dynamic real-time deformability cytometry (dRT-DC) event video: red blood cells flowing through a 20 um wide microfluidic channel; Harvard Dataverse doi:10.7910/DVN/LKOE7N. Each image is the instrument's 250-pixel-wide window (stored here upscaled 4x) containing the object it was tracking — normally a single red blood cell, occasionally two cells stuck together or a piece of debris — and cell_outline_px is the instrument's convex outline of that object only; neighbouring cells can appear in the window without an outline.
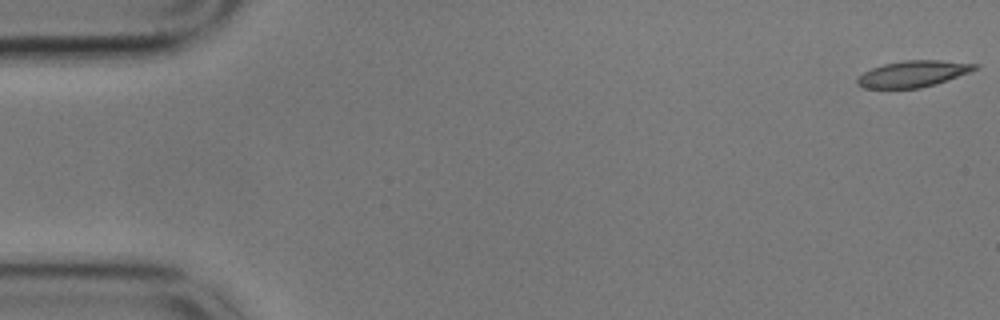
{"species": "common noctule bat (a hibernating species)", "species_latin": "Nyctalus noctula", "temperature_condition": "cold", "stored_images_in_passage": 45, "camera_frame_rate_fps": 3000, "um_per_image_px": 0.085, "animal": {"sex": "male", "body_mass_g": 17.9}, "frame": {"image": 1, "passage_image": 1, "time_ms": 0.0, "image_size_px": [1000, 320], "cell_outline_px": [[980, 68], [936, 84], [920, 88], [864, 88], [856, 84], [856, 80], [864, 72], [872, 68], [884, 64], [904, 60], [940, 60], [980, 64]], "centroid_in_image_um": [77.64, 6.27], "position_along_channel_um": 7.4, "area_um2": 18.03}}
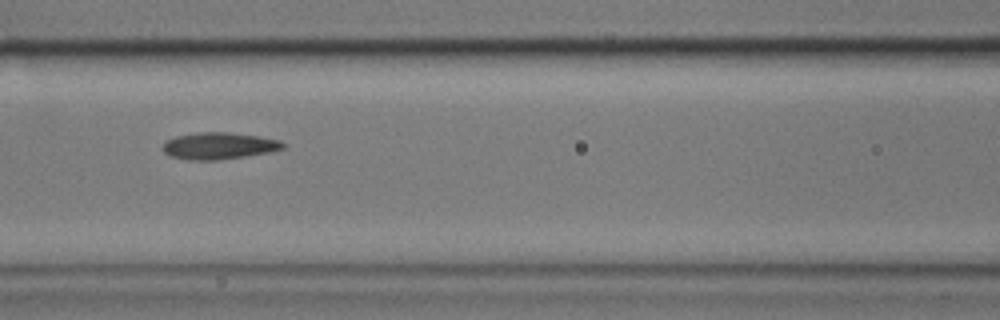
{"frame": {"image": 2, "passage_image": 24, "time_ms": 7.667, "image_size_px": [1000, 320], "cell_outline_px": [[288, 144], [284, 148], [272, 152], [216, 160], [188, 160], [168, 156], [164, 152], [164, 140], [176, 136], [196, 132], [228, 132], [260, 136], [280, 140]], "centroid_in_image_um": [18.63, 12.39], "position_along_channel_um": 148.0, "area_um2": 19.02}}
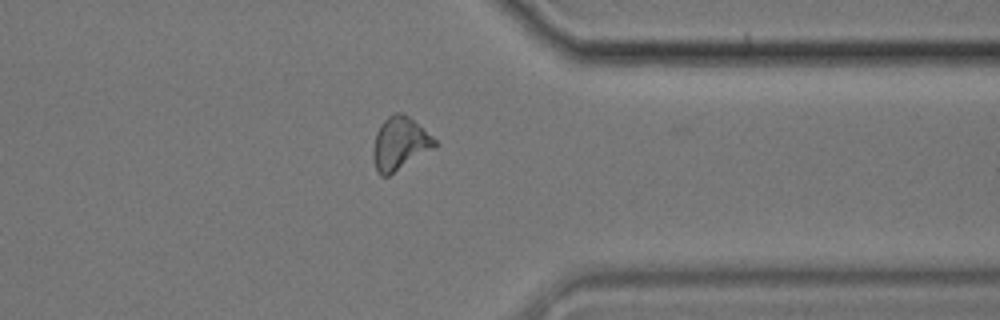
{"frame": {"image": 3, "passage_image": 44, "time_ms": 14.333, "image_size_px": [1000, 320], "cell_outline_px": [[440, 144], [436, 148], [388, 176], [380, 176], [376, 172], [372, 156], [372, 148], [376, 132], [380, 124], [388, 116], [396, 112], [400, 112], [408, 116], [432, 136]], "centroid_in_image_um": [33.98, 12.23], "position_along_channel_um": 377.4, "area_um2": 19.31}, "authors_computed_cell_mechanics": {"area_um2": 18.6116, "velocity_mm_per_s": 3.5488, "shape_relaxation_time_tau1_ms": null, "shape_relaxation_time_tau2_ms": 3.7458, "deformation_change_tau1": null, "deformation_change_tau2": 0.1136}}